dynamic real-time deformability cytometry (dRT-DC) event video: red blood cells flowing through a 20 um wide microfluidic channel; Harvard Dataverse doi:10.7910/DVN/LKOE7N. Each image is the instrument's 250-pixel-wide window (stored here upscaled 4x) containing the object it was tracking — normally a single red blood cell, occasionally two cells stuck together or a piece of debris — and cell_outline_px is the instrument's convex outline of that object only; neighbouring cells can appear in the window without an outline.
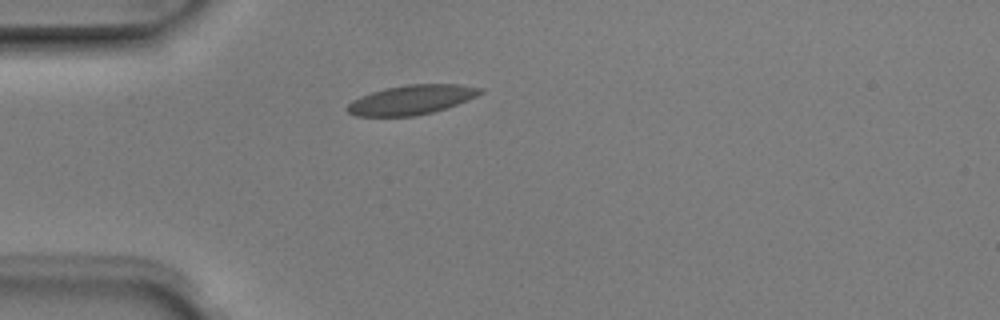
{"species": "Egyptian fruit bat (a non-hibernating species)", "species_latin": "Rousettus aegyptiacus", "temperature_condition": "room temperature", "stored_images_in_passage": 3, "camera_frame_rate_fps": 3000, "um_per_image_px": 0.085, "animal": {"sex": "male"}, "frame": {"image": 1, "passage_image": 3, "time_ms": 0.667, "image_size_px": [1000, 320], "cell_outline_px": [[484, 92], [476, 96], [456, 104], [432, 112], [416, 116], [356, 116], [348, 112], [348, 104], [352, 100], [360, 96], [384, 88], [408, 84], [456, 84], [484, 88]], "centroid_in_image_um": [34.97, 8.47], "position_along_channel_um": 50.0, "area_um2": 22.66}}